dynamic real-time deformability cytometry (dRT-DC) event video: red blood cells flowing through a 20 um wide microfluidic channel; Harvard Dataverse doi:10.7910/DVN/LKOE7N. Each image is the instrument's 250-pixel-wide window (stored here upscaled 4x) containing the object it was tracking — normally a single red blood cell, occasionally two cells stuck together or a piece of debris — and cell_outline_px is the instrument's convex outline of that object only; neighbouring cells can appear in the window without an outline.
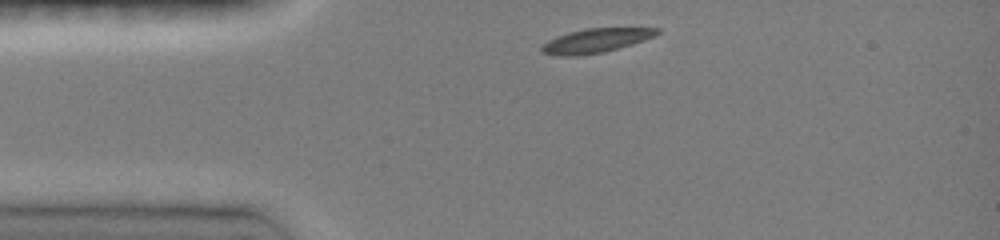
{"species": "common noctule bat (a hibernating species)", "species_latin": "Nyctalus noctula", "temperature_condition": "room temperature", "stored_images_in_passage": 7, "camera_frame_rate_fps": 3000, "um_per_image_px": 0.085, "animal": {"sex": "female", "body_mass_g": 19.0, "forearm_length_mm": 51.5}, "frame": {"image": 1, "passage_image": 1, "time_ms": 0.0, "image_size_px": [1000, 240], "cell_outline_px": [[660, 32], [644, 40], [632, 44], [604, 52], [576, 56], [556, 56], [540, 52], [540, 48], [548, 40], [556, 36], [568, 32], [584, 28], [660, 28]], "centroid_in_image_um": [50.58, 3.46], "position_along_channel_um": 34.4, "area_um2": 16.24}}
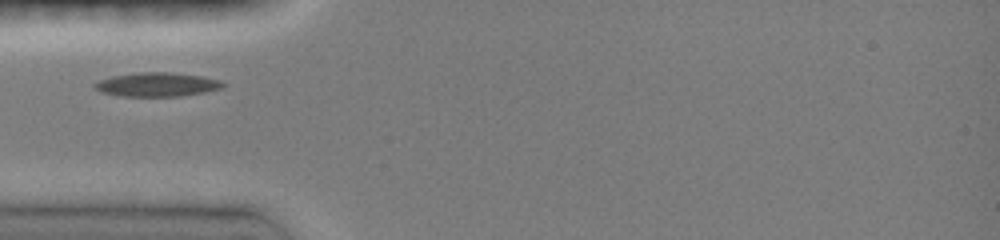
{"frame": {"image": 2, "passage_image": 5, "time_ms": 1.667, "image_size_px": [1000, 240], "cell_outline_px": [[224, 84], [220, 88], [204, 92], [180, 96], [120, 96], [100, 92], [92, 84], [100, 80], [112, 76], [140, 72], [172, 72], [200, 76], [220, 80]], "centroid_in_image_um": [13.31, 7.18], "position_along_channel_um": 71.7, "area_um2": 17.74}}